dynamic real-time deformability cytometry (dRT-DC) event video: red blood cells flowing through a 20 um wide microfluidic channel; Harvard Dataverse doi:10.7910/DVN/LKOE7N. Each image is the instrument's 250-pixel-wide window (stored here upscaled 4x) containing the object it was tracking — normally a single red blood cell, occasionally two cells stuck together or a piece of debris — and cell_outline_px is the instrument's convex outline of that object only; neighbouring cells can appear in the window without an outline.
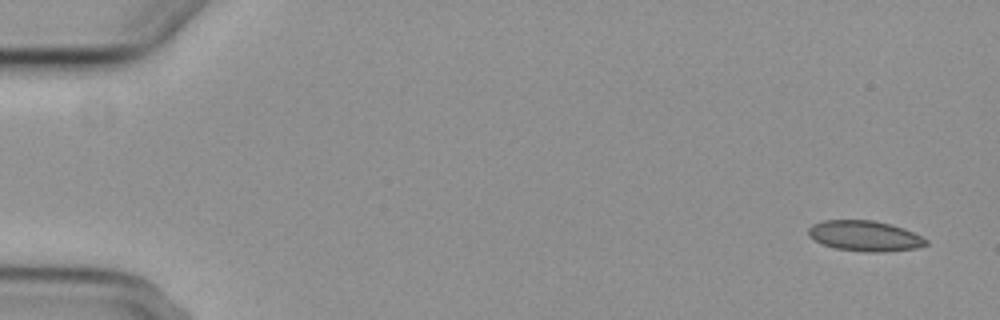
{"species": "common noctule bat (a hibernating species)", "species_latin": "Nyctalus noctula", "temperature_condition": "cold", "stored_images_in_passage": 7, "camera_frame_rate_fps": 3000, "um_per_image_px": 0.085, "animal": {"sex": "female", "body_mass_g": 29.2, "forearm_length_mm": 56.3}, "frame": {"image": 1, "passage_image": 1, "time_ms": 0.0, "image_size_px": [1000, 320], "cell_outline_px": [[928, 244], [916, 248], [884, 252], [864, 252], [836, 248], [824, 244], [808, 236], [808, 228], [812, 224], [820, 220], [872, 220], [892, 224], [904, 228], [928, 240]], "centroid_in_image_um": [73.5, 20.04], "position_along_channel_um": 11.5, "area_um2": 20.92}}
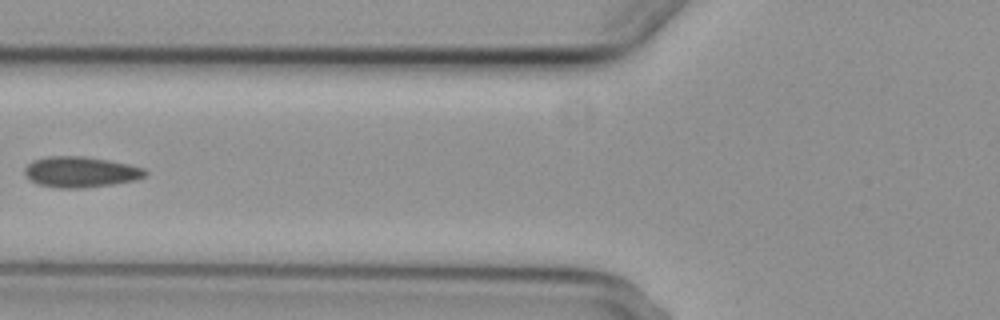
{"frame": {"image": 2, "passage_image": 6, "time_ms": 6.667, "image_size_px": [1000, 320], "cell_outline_px": [[148, 172], [144, 176], [136, 180], [112, 184], [84, 188], [60, 188], [36, 184], [28, 180], [24, 176], [24, 168], [32, 160], [48, 156], [84, 156], [108, 160], [128, 164], [144, 168]], "centroid_in_image_um": [6.8, 14.62], "position_along_channel_um": 119.0, "area_um2": 21.79}}
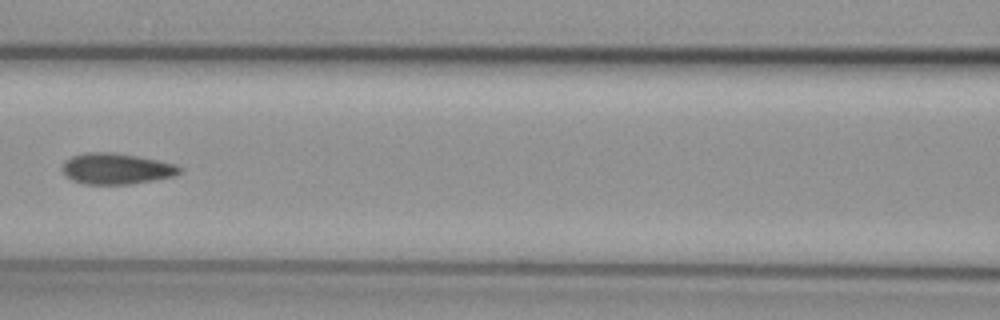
{"frame": {"image": 3, "passage_image": 7, "time_ms": 7.667, "image_size_px": [1000, 320], "cell_outline_px": [[184, 168], [176, 176], [132, 184], [84, 184], [72, 180], [60, 168], [64, 160], [72, 156], [84, 152], [112, 152], [140, 156], [176, 164]], "centroid_in_image_um": [9.91, 14.33], "position_along_channel_um": 156.7, "area_um2": 21.5}}